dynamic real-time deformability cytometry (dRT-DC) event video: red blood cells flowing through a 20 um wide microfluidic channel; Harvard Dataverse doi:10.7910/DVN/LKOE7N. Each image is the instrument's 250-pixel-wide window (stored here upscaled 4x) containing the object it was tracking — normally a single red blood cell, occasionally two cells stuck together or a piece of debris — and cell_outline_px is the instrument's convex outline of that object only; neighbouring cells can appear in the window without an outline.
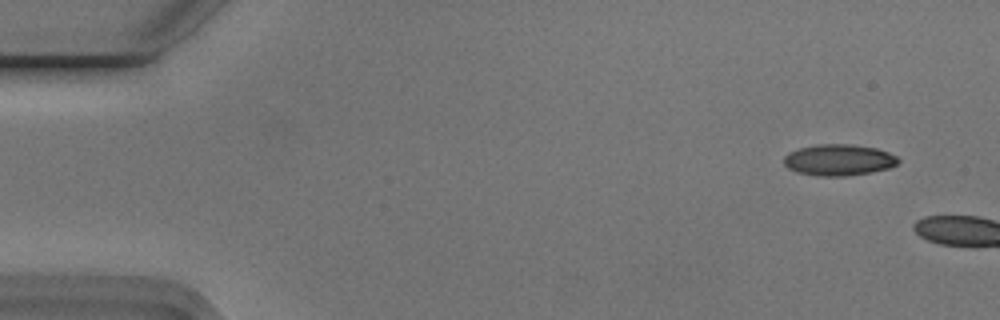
{"species": "Egyptian fruit bat (a non-hibernating species)", "species_latin": "Rousettus aegyptiacus", "temperature_condition": "cold", "stored_images_in_passage": 5, "camera_frame_rate_fps": 3000, "um_per_image_px": 0.085, "animal": {"sex": "male"}, "frame": {"image": 1, "passage_image": 1, "time_ms": 0.0, "image_size_px": [1000, 320], "cell_outline_px": [[900, 160], [896, 164], [888, 168], [872, 172], [844, 176], [820, 176], [796, 172], [788, 168], [784, 164], [784, 156], [788, 152], [800, 148], [816, 144], [848, 144], [876, 148], [888, 152], [896, 156]], "centroid_in_image_um": [71.27, 13.59], "position_along_channel_um": 13.7, "area_um2": 20.81}}
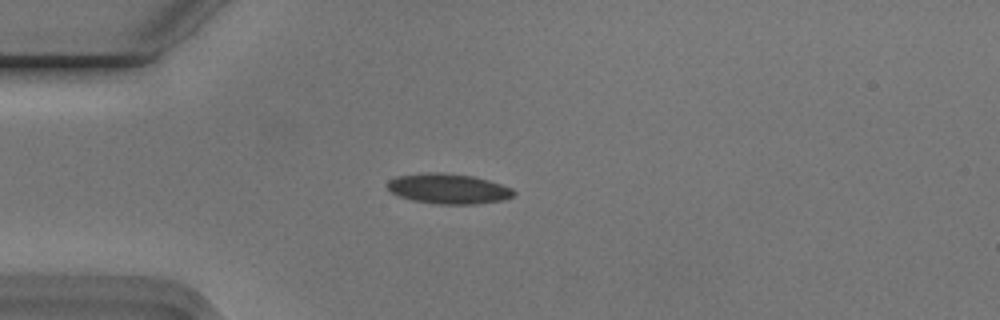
{"frame": {"image": 2, "passage_image": 5, "time_ms": 1.333, "image_size_px": [1000, 320], "cell_outline_px": [[516, 192], [512, 196], [504, 200], [476, 204], [432, 204], [412, 200], [396, 196], [388, 192], [388, 180], [396, 176], [428, 172], [444, 172], [472, 176], [488, 180], [512, 188]], "centroid_in_image_um": [38.07, 16.04], "position_along_channel_um": 46.9, "area_um2": 22.48}}